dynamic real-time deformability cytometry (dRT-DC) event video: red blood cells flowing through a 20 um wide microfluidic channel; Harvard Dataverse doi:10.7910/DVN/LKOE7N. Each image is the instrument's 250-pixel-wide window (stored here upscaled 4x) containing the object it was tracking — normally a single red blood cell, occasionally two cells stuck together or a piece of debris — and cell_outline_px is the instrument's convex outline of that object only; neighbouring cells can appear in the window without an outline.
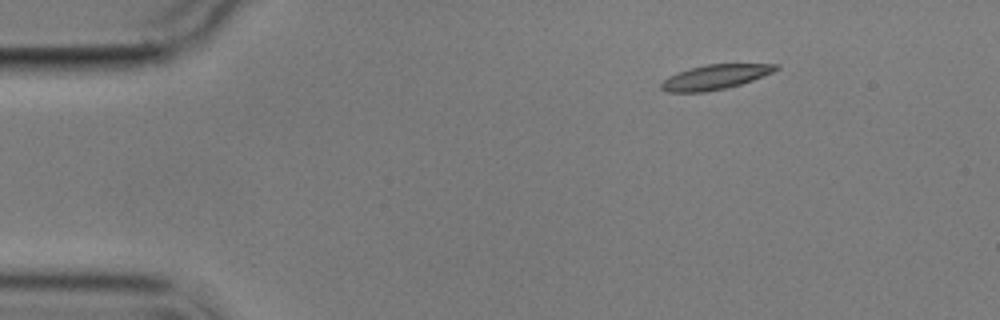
{"species": "common noctule bat (a hibernating species)", "species_latin": "Nyctalus noctula", "temperature_condition": "cold", "stored_images_in_passage": 4, "segment_of_instrument_passage": [1, 2], "camera_frame_rate_fps": 3000, "um_per_image_px": 0.085, "animal": {"sex": "male", "body_mass_g": 17.9}, "frame": {"image": 1, "passage_image": 1, "time_ms": 0.0, "image_size_px": [1000, 320], "cell_outline_px": [[780, 68], [772, 72], [752, 80], [740, 84], [724, 88], [704, 92], [664, 92], [660, 88], [660, 84], [668, 76], [692, 68], [708, 64], [780, 64]], "centroid_in_image_um": [60.77, 6.55], "position_along_channel_um": 24.2, "area_um2": 16.24}}